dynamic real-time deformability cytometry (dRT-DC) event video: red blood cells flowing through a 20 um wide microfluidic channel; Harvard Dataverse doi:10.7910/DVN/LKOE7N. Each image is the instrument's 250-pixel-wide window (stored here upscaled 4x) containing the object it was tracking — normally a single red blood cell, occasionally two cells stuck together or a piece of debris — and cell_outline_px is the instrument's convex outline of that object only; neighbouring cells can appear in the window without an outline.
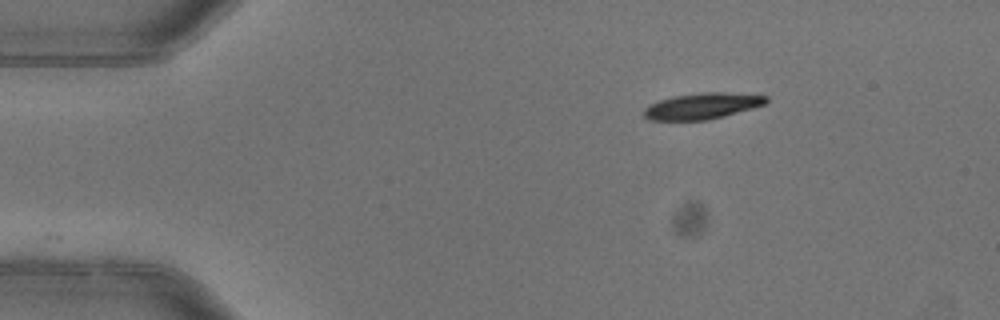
{"species": "common noctule bat (a hibernating species)", "species_latin": "Nyctalus noctula", "temperature_condition": "warm", "stored_images_in_passage": 3, "camera_frame_rate_fps": 3000, "um_per_image_px": 0.085, "animal": {"sex": "female"}, "frame": {"image": 1, "passage_image": 1, "time_ms": 0.0, "image_size_px": [1000, 320], "cell_outline_px": [[768, 100], [764, 104], [752, 108], [724, 116], [708, 120], [648, 120], [644, 116], [644, 108], [648, 104], [672, 96], [700, 92], [724, 92], [768, 96]], "centroid_in_image_um": [59.65, 9.01], "position_along_channel_um": 25.4, "area_um2": 18.61}}